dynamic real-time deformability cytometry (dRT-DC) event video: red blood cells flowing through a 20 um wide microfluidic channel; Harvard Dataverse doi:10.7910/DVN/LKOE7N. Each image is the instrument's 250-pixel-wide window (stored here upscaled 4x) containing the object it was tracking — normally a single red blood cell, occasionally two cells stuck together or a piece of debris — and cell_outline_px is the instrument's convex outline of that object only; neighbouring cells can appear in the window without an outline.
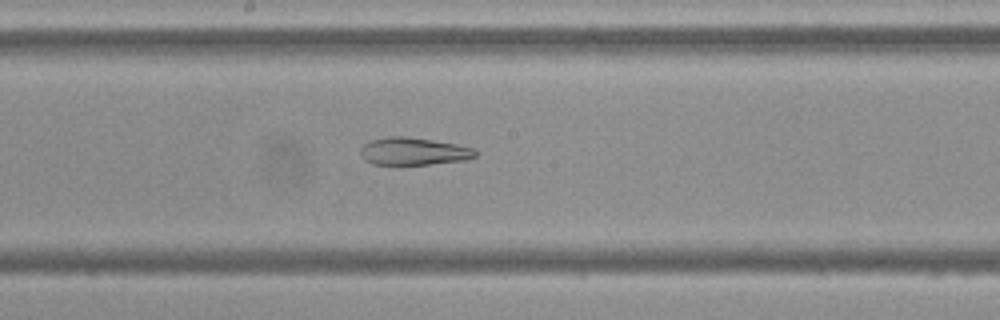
{"species": "Egyptian fruit bat (a non-hibernating species)", "species_latin": "Rousettus aegyptiacus", "temperature_condition": "cold", "stored_images_in_passage": 55, "camera_frame_rate_fps": 3000, "um_per_image_px": 0.085, "frame": {"image": 1, "passage_image": 29, "time_ms": 9.333, "image_size_px": [1000, 320], "cell_outline_px": [[476, 156], [468, 160], [396, 168], [372, 164], [364, 160], [360, 156], [360, 148], [364, 144], [372, 140], [388, 136], [408, 136], [456, 144], [476, 148]], "centroid_in_image_um": [35.11, 12.91], "position_along_channel_um": 213.1, "area_um2": 19.48}}
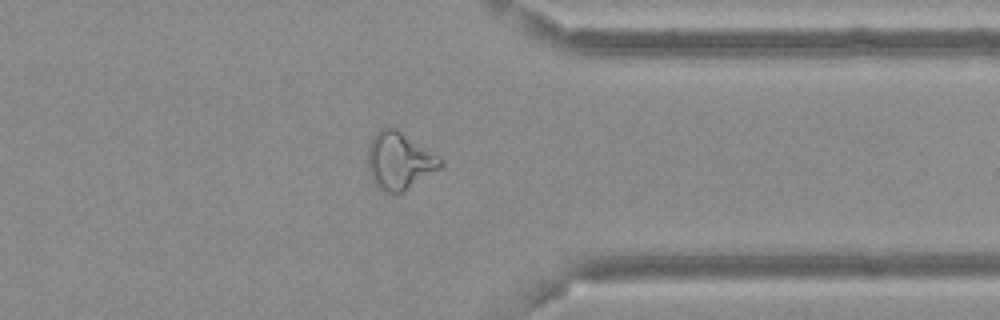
{"frame": {"image": 2, "passage_image": 43, "time_ms": 14.0, "image_size_px": [1000, 320], "cell_outline_px": [[444, 164], [440, 168], [404, 192], [384, 192], [376, 184], [368, 168], [368, 148], [372, 136], [380, 128], [396, 128], [444, 160]], "centroid_in_image_um": [33.95, 13.66], "position_along_channel_um": 377.4, "area_um2": 23.93}}
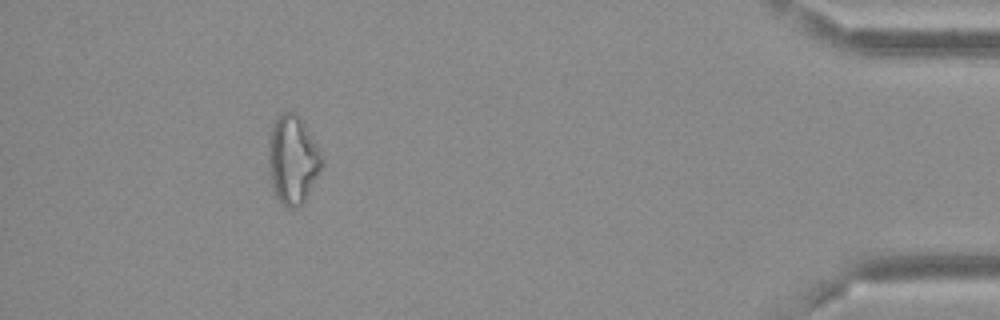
{"frame": {"image": 3, "passage_image": 50, "time_ms": 16.333, "image_size_px": [1000, 320], "cell_outline_px": [[320, 168], [308, 196], [296, 208], [288, 208], [276, 196], [272, 184], [268, 168], [268, 140], [272, 124], [280, 112], [292, 112], [304, 124], [316, 144], [320, 156]], "centroid_in_image_um": [24.82, 13.57], "position_along_channel_um": 410.4, "area_um2": 26.88}, "authors_computed_cell_mechanics": {"area_um2": 25.5476, "velocity_mm_per_s": 3.6521, "shape_relaxation_time_tau1_ms": null, "shape_relaxation_time_tau2_ms": 3.9261, "deformation_change_tau1": null, "deformation_change_tau2": 0.1278}}